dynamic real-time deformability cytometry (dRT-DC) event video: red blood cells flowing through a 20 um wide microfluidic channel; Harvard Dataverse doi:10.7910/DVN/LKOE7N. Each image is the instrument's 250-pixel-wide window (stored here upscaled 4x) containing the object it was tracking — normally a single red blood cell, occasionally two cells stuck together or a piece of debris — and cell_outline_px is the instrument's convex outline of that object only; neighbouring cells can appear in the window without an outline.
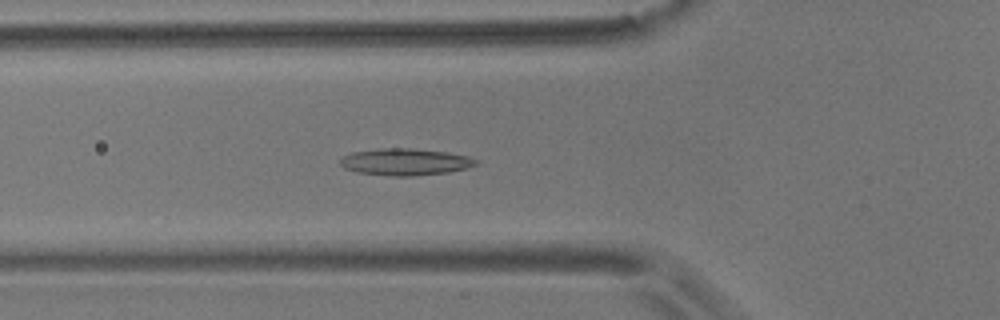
{"species": "common noctule bat (a hibernating species)", "species_latin": "Nyctalus noctula", "temperature_condition": "room temperature", "stored_images_in_passage": 4, "camera_frame_rate_fps": 3000, "um_per_image_px": 0.085, "animal": {"sex": "male", "body_mass_g": 17.9}, "frame": {"image": 1, "passage_image": 3, "time_ms": 0.667, "image_size_px": [1000, 320], "cell_outline_px": [[480, 160], [476, 164], [468, 168], [448, 172], [412, 176], [392, 176], [356, 172], [344, 168], [340, 164], [340, 160], [344, 156], [352, 152], [380, 148], [412, 148], [448, 152], [468, 156]], "centroid_in_image_um": [34.46, 13.76], "position_along_channel_um": 91.3, "area_um2": 21.33}}